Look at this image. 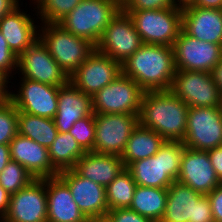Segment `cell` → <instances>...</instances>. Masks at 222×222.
I'll return each mask as SVG.
<instances>
[{"label": "cell", "instance_id": "1", "mask_svg": "<svg viewBox=\"0 0 222 222\" xmlns=\"http://www.w3.org/2000/svg\"><path fill=\"white\" fill-rule=\"evenodd\" d=\"M189 106L167 91H146L142 95L139 123L166 141L182 142L186 134Z\"/></svg>", "mask_w": 222, "mask_h": 222}, {"label": "cell", "instance_id": "2", "mask_svg": "<svg viewBox=\"0 0 222 222\" xmlns=\"http://www.w3.org/2000/svg\"><path fill=\"white\" fill-rule=\"evenodd\" d=\"M121 68L144 92L167 91L176 72L173 47L143 44Z\"/></svg>", "mask_w": 222, "mask_h": 222}, {"label": "cell", "instance_id": "3", "mask_svg": "<svg viewBox=\"0 0 222 222\" xmlns=\"http://www.w3.org/2000/svg\"><path fill=\"white\" fill-rule=\"evenodd\" d=\"M184 147L183 142L165 141L154 156L134 161L127 169L137 185L167 189L177 181Z\"/></svg>", "mask_w": 222, "mask_h": 222}, {"label": "cell", "instance_id": "4", "mask_svg": "<svg viewBox=\"0 0 222 222\" xmlns=\"http://www.w3.org/2000/svg\"><path fill=\"white\" fill-rule=\"evenodd\" d=\"M121 9L116 0H82L58 24L96 45L103 30Z\"/></svg>", "mask_w": 222, "mask_h": 222}, {"label": "cell", "instance_id": "5", "mask_svg": "<svg viewBox=\"0 0 222 222\" xmlns=\"http://www.w3.org/2000/svg\"><path fill=\"white\" fill-rule=\"evenodd\" d=\"M43 26V27H42ZM39 38L63 71L70 77L95 51V45L75 36L58 23H43ZM42 32V33H41Z\"/></svg>", "mask_w": 222, "mask_h": 222}, {"label": "cell", "instance_id": "6", "mask_svg": "<svg viewBox=\"0 0 222 222\" xmlns=\"http://www.w3.org/2000/svg\"><path fill=\"white\" fill-rule=\"evenodd\" d=\"M143 44L172 47L182 30V8L125 11Z\"/></svg>", "mask_w": 222, "mask_h": 222}, {"label": "cell", "instance_id": "7", "mask_svg": "<svg viewBox=\"0 0 222 222\" xmlns=\"http://www.w3.org/2000/svg\"><path fill=\"white\" fill-rule=\"evenodd\" d=\"M160 222H214L207 195L174 181L167 188V203Z\"/></svg>", "mask_w": 222, "mask_h": 222}, {"label": "cell", "instance_id": "8", "mask_svg": "<svg viewBox=\"0 0 222 222\" xmlns=\"http://www.w3.org/2000/svg\"><path fill=\"white\" fill-rule=\"evenodd\" d=\"M143 93L133 79L121 73L92 97L93 112L140 115Z\"/></svg>", "mask_w": 222, "mask_h": 222}, {"label": "cell", "instance_id": "9", "mask_svg": "<svg viewBox=\"0 0 222 222\" xmlns=\"http://www.w3.org/2000/svg\"><path fill=\"white\" fill-rule=\"evenodd\" d=\"M143 42L131 17L121 9L111 20L95 45V50L109 56L121 66Z\"/></svg>", "mask_w": 222, "mask_h": 222}, {"label": "cell", "instance_id": "10", "mask_svg": "<svg viewBox=\"0 0 222 222\" xmlns=\"http://www.w3.org/2000/svg\"><path fill=\"white\" fill-rule=\"evenodd\" d=\"M184 146L208 151L222 146V111L219 107H189Z\"/></svg>", "mask_w": 222, "mask_h": 222}, {"label": "cell", "instance_id": "11", "mask_svg": "<svg viewBox=\"0 0 222 222\" xmlns=\"http://www.w3.org/2000/svg\"><path fill=\"white\" fill-rule=\"evenodd\" d=\"M169 91L189 107L220 105V92L211 72L176 70Z\"/></svg>", "mask_w": 222, "mask_h": 222}, {"label": "cell", "instance_id": "12", "mask_svg": "<svg viewBox=\"0 0 222 222\" xmlns=\"http://www.w3.org/2000/svg\"><path fill=\"white\" fill-rule=\"evenodd\" d=\"M93 152L121 156L133 129L139 123L136 114H96Z\"/></svg>", "mask_w": 222, "mask_h": 222}, {"label": "cell", "instance_id": "13", "mask_svg": "<svg viewBox=\"0 0 222 222\" xmlns=\"http://www.w3.org/2000/svg\"><path fill=\"white\" fill-rule=\"evenodd\" d=\"M176 70L211 72L222 57V45L204 42L181 30L173 44Z\"/></svg>", "mask_w": 222, "mask_h": 222}, {"label": "cell", "instance_id": "14", "mask_svg": "<svg viewBox=\"0 0 222 222\" xmlns=\"http://www.w3.org/2000/svg\"><path fill=\"white\" fill-rule=\"evenodd\" d=\"M22 78L52 86L66 85L70 77L63 71L38 38L19 57L18 67Z\"/></svg>", "mask_w": 222, "mask_h": 222}, {"label": "cell", "instance_id": "15", "mask_svg": "<svg viewBox=\"0 0 222 222\" xmlns=\"http://www.w3.org/2000/svg\"><path fill=\"white\" fill-rule=\"evenodd\" d=\"M17 94L11 91L10 101L18 111L53 119L57 114L60 86H52L38 81L21 78Z\"/></svg>", "mask_w": 222, "mask_h": 222}, {"label": "cell", "instance_id": "16", "mask_svg": "<svg viewBox=\"0 0 222 222\" xmlns=\"http://www.w3.org/2000/svg\"><path fill=\"white\" fill-rule=\"evenodd\" d=\"M1 222H47L46 178L35 179L12 194Z\"/></svg>", "mask_w": 222, "mask_h": 222}, {"label": "cell", "instance_id": "17", "mask_svg": "<svg viewBox=\"0 0 222 222\" xmlns=\"http://www.w3.org/2000/svg\"><path fill=\"white\" fill-rule=\"evenodd\" d=\"M121 73L117 61L95 50L70 76V81L84 94L93 97Z\"/></svg>", "mask_w": 222, "mask_h": 222}, {"label": "cell", "instance_id": "18", "mask_svg": "<svg viewBox=\"0 0 222 222\" xmlns=\"http://www.w3.org/2000/svg\"><path fill=\"white\" fill-rule=\"evenodd\" d=\"M58 176L68 185L74 201L88 220L106 217V187L83 178L74 169L60 171Z\"/></svg>", "mask_w": 222, "mask_h": 222}, {"label": "cell", "instance_id": "19", "mask_svg": "<svg viewBox=\"0 0 222 222\" xmlns=\"http://www.w3.org/2000/svg\"><path fill=\"white\" fill-rule=\"evenodd\" d=\"M177 181L207 195L222 182L217 177L207 151L184 147Z\"/></svg>", "mask_w": 222, "mask_h": 222}, {"label": "cell", "instance_id": "20", "mask_svg": "<svg viewBox=\"0 0 222 222\" xmlns=\"http://www.w3.org/2000/svg\"><path fill=\"white\" fill-rule=\"evenodd\" d=\"M10 158L25 167L36 179L58 176L52 166L48 148L17 134L9 143Z\"/></svg>", "mask_w": 222, "mask_h": 222}, {"label": "cell", "instance_id": "21", "mask_svg": "<svg viewBox=\"0 0 222 222\" xmlns=\"http://www.w3.org/2000/svg\"><path fill=\"white\" fill-rule=\"evenodd\" d=\"M182 30L198 40L222 45V9L182 7Z\"/></svg>", "mask_w": 222, "mask_h": 222}, {"label": "cell", "instance_id": "22", "mask_svg": "<svg viewBox=\"0 0 222 222\" xmlns=\"http://www.w3.org/2000/svg\"><path fill=\"white\" fill-rule=\"evenodd\" d=\"M92 97L80 91L71 81L59 88L54 122L58 132L66 133L73 124L92 114Z\"/></svg>", "mask_w": 222, "mask_h": 222}, {"label": "cell", "instance_id": "23", "mask_svg": "<svg viewBox=\"0 0 222 222\" xmlns=\"http://www.w3.org/2000/svg\"><path fill=\"white\" fill-rule=\"evenodd\" d=\"M46 192L47 222H89L59 176L46 178Z\"/></svg>", "mask_w": 222, "mask_h": 222}, {"label": "cell", "instance_id": "24", "mask_svg": "<svg viewBox=\"0 0 222 222\" xmlns=\"http://www.w3.org/2000/svg\"><path fill=\"white\" fill-rule=\"evenodd\" d=\"M34 22L29 14L20 11L19 6L0 21V31L8 47L17 57L39 38L37 29L40 26Z\"/></svg>", "mask_w": 222, "mask_h": 222}, {"label": "cell", "instance_id": "25", "mask_svg": "<svg viewBox=\"0 0 222 222\" xmlns=\"http://www.w3.org/2000/svg\"><path fill=\"white\" fill-rule=\"evenodd\" d=\"M80 176L107 187L125 169L120 156L86 152L73 168Z\"/></svg>", "mask_w": 222, "mask_h": 222}, {"label": "cell", "instance_id": "26", "mask_svg": "<svg viewBox=\"0 0 222 222\" xmlns=\"http://www.w3.org/2000/svg\"><path fill=\"white\" fill-rule=\"evenodd\" d=\"M165 141L166 140L154 130L138 123L133 129L120 156L125 168L134 161L154 156Z\"/></svg>", "mask_w": 222, "mask_h": 222}, {"label": "cell", "instance_id": "27", "mask_svg": "<svg viewBox=\"0 0 222 222\" xmlns=\"http://www.w3.org/2000/svg\"><path fill=\"white\" fill-rule=\"evenodd\" d=\"M166 203L167 189L137 185L129 209L153 222H160L165 212Z\"/></svg>", "mask_w": 222, "mask_h": 222}, {"label": "cell", "instance_id": "28", "mask_svg": "<svg viewBox=\"0 0 222 222\" xmlns=\"http://www.w3.org/2000/svg\"><path fill=\"white\" fill-rule=\"evenodd\" d=\"M52 166L58 171L73 169L77 161L86 153L69 133L59 132L48 148Z\"/></svg>", "mask_w": 222, "mask_h": 222}, {"label": "cell", "instance_id": "29", "mask_svg": "<svg viewBox=\"0 0 222 222\" xmlns=\"http://www.w3.org/2000/svg\"><path fill=\"white\" fill-rule=\"evenodd\" d=\"M18 134L49 148L59 133L54 119L34 116L18 111Z\"/></svg>", "mask_w": 222, "mask_h": 222}, {"label": "cell", "instance_id": "30", "mask_svg": "<svg viewBox=\"0 0 222 222\" xmlns=\"http://www.w3.org/2000/svg\"><path fill=\"white\" fill-rule=\"evenodd\" d=\"M136 182L133 180L130 171L125 168L118 176L106 187V199L108 210L118 208H129L134 192Z\"/></svg>", "mask_w": 222, "mask_h": 222}, {"label": "cell", "instance_id": "31", "mask_svg": "<svg viewBox=\"0 0 222 222\" xmlns=\"http://www.w3.org/2000/svg\"><path fill=\"white\" fill-rule=\"evenodd\" d=\"M35 179L25 167L12 160L0 173V184L10 195L28 186Z\"/></svg>", "mask_w": 222, "mask_h": 222}, {"label": "cell", "instance_id": "32", "mask_svg": "<svg viewBox=\"0 0 222 222\" xmlns=\"http://www.w3.org/2000/svg\"><path fill=\"white\" fill-rule=\"evenodd\" d=\"M42 23H58L82 0H33Z\"/></svg>", "mask_w": 222, "mask_h": 222}, {"label": "cell", "instance_id": "33", "mask_svg": "<svg viewBox=\"0 0 222 222\" xmlns=\"http://www.w3.org/2000/svg\"><path fill=\"white\" fill-rule=\"evenodd\" d=\"M69 133L76 139L85 152H92L95 141L94 112L76 121L69 129Z\"/></svg>", "mask_w": 222, "mask_h": 222}, {"label": "cell", "instance_id": "34", "mask_svg": "<svg viewBox=\"0 0 222 222\" xmlns=\"http://www.w3.org/2000/svg\"><path fill=\"white\" fill-rule=\"evenodd\" d=\"M18 110L9 101L0 105V144H9L18 134Z\"/></svg>", "mask_w": 222, "mask_h": 222}, {"label": "cell", "instance_id": "35", "mask_svg": "<svg viewBox=\"0 0 222 222\" xmlns=\"http://www.w3.org/2000/svg\"><path fill=\"white\" fill-rule=\"evenodd\" d=\"M181 8L175 0H128L123 6L124 11L159 10Z\"/></svg>", "mask_w": 222, "mask_h": 222}, {"label": "cell", "instance_id": "36", "mask_svg": "<svg viewBox=\"0 0 222 222\" xmlns=\"http://www.w3.org/2000/svg\"><path fill=\"white\" fill-rule=\"evenodd\" d=\"M17 67L18 57L10 50L0 31V72L9 78Z\"/></svg>", "mask_w": 222, "mask_h": 222}, {"label": "cell", "instance_id": "37", "mask_svg": "<svg viewBox=\"0 0 222 222\" xmlns=\"http://www.w3.org/2000/svg\"><path fill=\"white\" fill-rule=\"evenodd\" d=\"M106 217L110 222H153L129 208H118L108 211Z\"/></svg>", "mask_w": 222, "mask_h": 222}, {"label": "cell", "instance_id": "38", "mask_svg": "<svg viewBox=\"0 0 222 222\" xmlns=\"http://www.w3.org/2000/svg\"><path fill=\"white\" fill-rule=\"evenodd\" d=\"M214 222H222V183L207 194Z\"/></svg>", "mask_w": 222, "mask_h": 222}, {"label": "cell", "instance_id": "39", "mask_svg": "<svg viewBox=\"0 0 222 222\" xmlns=\"http://www.w3.org/2000/svg\"><path fill=\"white\" fill-rule=\"evenodd\" d=\"M207 152L212 167L214 168L217 177L222 182V146L208 150Z\"/></svg>", "mask_w": 222, "mask_h": 222}, {"label": "cell", "instance_id": "40", "mask_svg": "<svg viewBox=\"0 0 222 222\" xmlns=\"http://www.w3.org/2000/svg\"><path fill=\"white\" fill-rule=\"evenodd\" d=\"M9 78L0 72V105L10 101L11 91H8Z\"/></svg>", "mask_w": 222, "mask_h": 222}, {"label": "cell", "instance_id": "41", "mask_svg": "<svg viewBox=\"0 0 222 222\" xmlns=\"http://www.w3.org/2000/svg\"><path fill=\"white\" fill-rule=\"evenodd\" d=\"M11 195L0 184V222L7 214Z\"/></svg>", "mask_w": 222, "mask_h": 222}, {"label": "cell", "instance_id": "42", "mask_svg": "<svg viewBox=\"0 0 222 222\" xmlns=\"http://www.w3.org/2000/svg\"><path fill=\"white\" fill-rule=\"evenodd\" d=\"M19 5V0H0V21Z\"/></svg>", "mask_w": 222, "mask_h": 222}, {"label": "cell", "instance_id": "43", "mask_svg": "<svg viewBox=\"0 0 222 222\" xmlns=\"http://www.w3.org/2000/svg\"><path fill=\"white\" fill-rule=\"evenodd\" d=\"M191 6L208 9H222V0H194Z\"/></svg>", "mask_w": 222, "mask_h": 222}, {"label": "cell", "instance_id": "44", "mask_svg": "<svg viewBox=\"0 0 222 222\" xmlns=\"http://www.w3.org/2000/svg\"><path fill=\"white\" fill-rule=\"evenodd\" d=\"M211 74L219 92L222 93V57L219 63L212 69Z\"/></svg>", "mask_w": 222, "mask_h": 222}, {"label": "cell", "instance_id": "45", "mask_svg": "<svg viewBox=\"0 0 222 222\" xmlns=\"http://www.w3.org/2000/svg\"><path fill=\"white\" fill-rule=\"evenodd\" d=\"M10 160L9 144H0V173Z\"/></svg>", "mask_w": 222, "mask_h": 222}, {"label": "cell", "instance_id": "46", "mask_svg": "<svg viewBox=\"0 0 222 222\" xmlns=\"http://www.w3.org/2000/svg\"><path fill=\"white\" fill-rule=\"evenodd\" d=\"M175 2H176V5L178 7L182 8V7H185L187 5H191L194 2V0H175Z\"/></svg>", "mask_w": 222, "mask_h": 222}, {"label": "cell", "instance_id": "47", "mask_svg": "<svg viewBox=\"0 0 222 222\" xmlns=\"http://www.w3.org/2000/svg\"><path fill=\"white\" fill-rule=\"evenodd\" d=\"M89 222H110V220L107 217H100L96 219H91Z\"/></svg>", "mask_w": 222, "mask_h": 222}, {"label": "cell", "instance_id": "48", "mask_svg": "<svg viewBox=\"0 0 222 222\" xmlns=\"http://www.w3.org/2000/svg\"><path fill=\"white\" fill-rule=\"evenodd\" d=\"M121 6H123L128 0H116Z\"/></svg>", "mask_w": 222, "mask_h": 222}, {"label": "cell", "instance_id": "49", "mask_svg": "<svg viewBox=\"0 0 222 222\" xmlns=\"http://www.w3.org/2000/svg\"><path fill=\"white\" fill-rule=\"evenodd\" d=\"M219 108L222 111V93H220V105H219Z\"/></svg>", "mask_w": 222, "mask_h": 222}]
</instances>
